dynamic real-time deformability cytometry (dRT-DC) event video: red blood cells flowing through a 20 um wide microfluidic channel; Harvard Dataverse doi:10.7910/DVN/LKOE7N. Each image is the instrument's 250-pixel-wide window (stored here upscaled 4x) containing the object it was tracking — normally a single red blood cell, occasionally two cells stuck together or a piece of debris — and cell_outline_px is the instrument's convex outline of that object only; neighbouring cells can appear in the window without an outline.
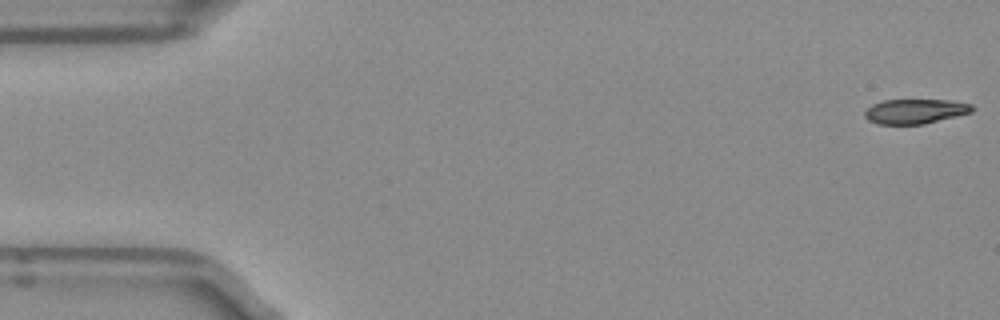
{"species": "Egyptian fruit bat (a non-hibernating species)", "species_latin": "Rousettus aegyptiacus", "temperature_condition": "room temperature", "stored_images_in_passage": 50, "camera_frame_rate_fps": 3000, "um_per_image_px": 0.085, "frame": {"image": 1, "passage_image": 1, "time_ms": 0.0, "image_size_px": [1000, 320], "cell_outline_px": [[976, 108], [972, 112], [924, 124], [876, 124], [868, 120], [864, 116], [864, 112], [872, 104], [884, 100], [948, 100], [972, 104]], "centroid_in_image_um": [77.79, 9.46], "position_along_channel_um": 7.2, "area_um2": 15.49}}
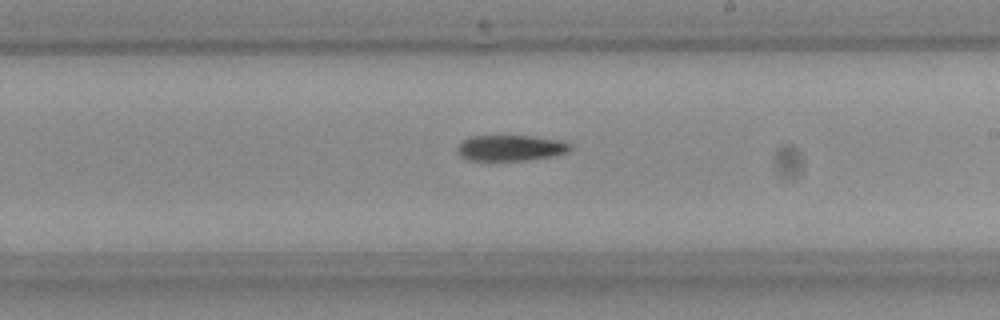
{"frame": {"image": 2, "passage_image": 29, "time_ms": 9.333, "image_size_px": [1000, 320], "cell_outline_px": [[572, 148], [568, 152], [552, 156], [524, 160], [472, 160], [464, 156], [456, 148], [460, 140], [468, 136], [532, 136], [560, 140], [572, 144]], "centroid_in_image_um": [43.42, 12.55], "position_along_channel_um": 245.6, "area_um2": 16.88}}
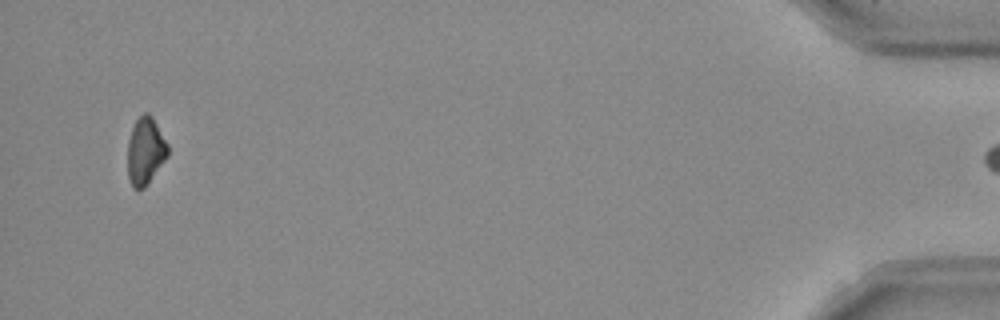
{"frame": {"image": 3, "passage_image": 49, "time_ms": 16.0, "image_size_px": [1000, 320], "cell_outline_px": [[168, 156], [144, 188], [132, 188], [128, 176], [128, 140], [132, 128], [136, 120], [144, 112], [148, 112], [152, 116], [168, 144]], "centroid_in_image_um": [12.36, 12.82], "position_along_channel_um": 422.8, "area_um2": 15.66}}